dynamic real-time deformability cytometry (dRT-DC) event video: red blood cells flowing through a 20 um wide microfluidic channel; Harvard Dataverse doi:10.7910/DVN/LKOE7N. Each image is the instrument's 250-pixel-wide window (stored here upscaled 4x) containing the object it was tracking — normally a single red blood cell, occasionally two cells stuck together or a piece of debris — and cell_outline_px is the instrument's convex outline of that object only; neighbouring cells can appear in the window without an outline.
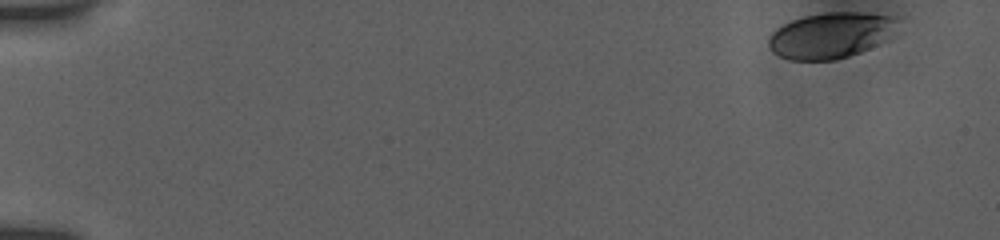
{"species": "human", "species_latin": "Homo sapiens", "temperature_condition": "room temperature", "stored_images_in_passage": 17, "camera_frame_rate_fps": 3000, "um_per_image_px": 0.085, "donor": {"sex": "female"}, "frame": {"image": 1, "passage_image": 1, "time_ms": 0.0, "image_size_px": [1000, 240], "cell_outline_px": [[896, 16], [888, 40], [880, 44], [860, 52], [836, 60], [788, 60], [772, 52], [768, 48], [768, 40], [772, 32], [776, 28], [792, 20], [804, 16], [828, 12], [860, 12]], "centroid_in_image_um": [70.56, 3.01], "position_along_channel_um": 14.4, "area_um2": 34.33}}
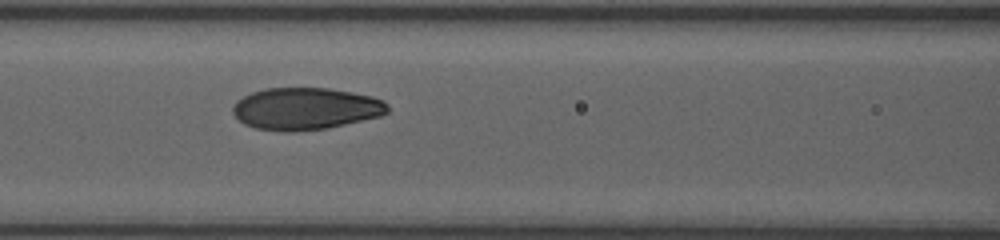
{"frame": {"image": 2, "passage_image": 15, "time_ms": 7.333, "image_size_px": [1000, 240], "cell_outline_px": [[388, 112], [380, 116], [328, 128], [292, 132], [284, 132], [256, 128], [244, 124], [232, 112], [232, 108], [236, 100], [252, 92], [264, 88], [328, 88], [352, 92], [372, 96], [384, 100], [388, 104]], "centroid_in_image_um": [25.97, 9.24], "position_along_channel_um": 140.6, "area_um2": 38.09}}
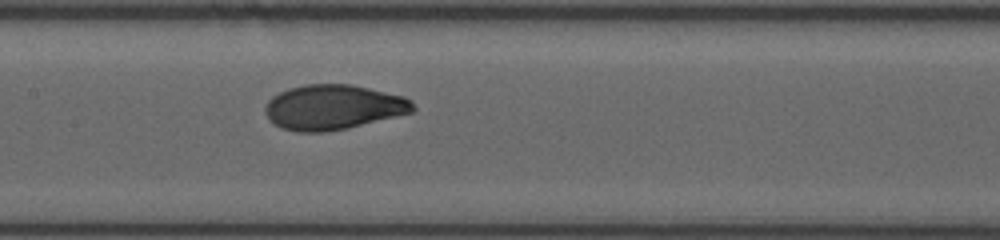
{"frame": {"image": 3, "passage_image": 17, "time_ms": 8.333, "image_size_px": [1000, 240], "cell_outline_px": [[416, 108], [412, 112], [348, 128], [324, 132], [296, 132], [280, 128], [264, 112], [264, 108], [268, 100], [272, 96], [288, 88], [304, 84], [352, 84], [404, 96], [412, 100]], "centroid_in_image_um": [28.32, 9.1], "position_along_channel_um": 179.1, "area_um2": 38.78}}